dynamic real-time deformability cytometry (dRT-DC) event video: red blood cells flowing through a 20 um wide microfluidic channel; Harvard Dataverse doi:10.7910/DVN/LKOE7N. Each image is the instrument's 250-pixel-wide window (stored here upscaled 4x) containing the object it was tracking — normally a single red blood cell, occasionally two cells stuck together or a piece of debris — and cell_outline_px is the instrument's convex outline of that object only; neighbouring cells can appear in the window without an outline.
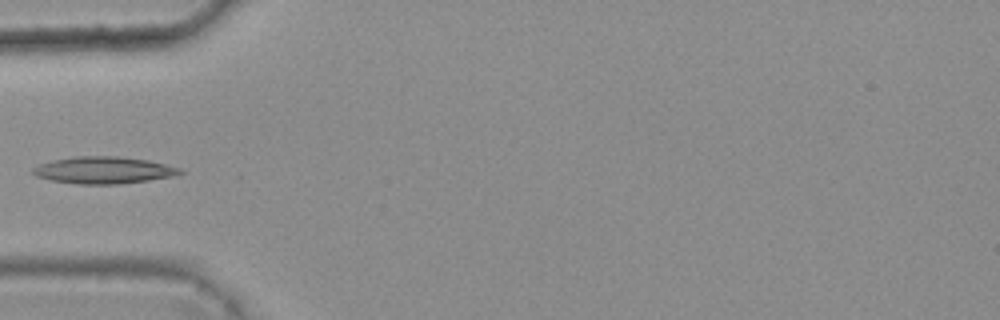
{"species": "common noctule bat (a hibernating species)", "species_latin": "Nyctalus noctula", "temperature_condition": "warm", "stored_images_in_passage": 4, "camera_frame_rate_fps": 3000, "um_per_image_px": 0.085, "animal": {"sex": "female", "body_mass_g": 25.1}, "frame": {"image": 1, "passage_image": 4, "time_ms": 1.0, "image_size_px": [1000, 320], "cell_outline_px": [[184, 172], [176, 176], [120, 184], [76, 184], [52, 180], [36, 176], [32, 172], [32, 168], [40, 164], [52, 160], [76, 156], [116, 156], [148, 160], [180, 168]], "centroid_in_image_um": [8.81, 14.46], "position_along_channel_um": 76.2, "area_um2": 23.06}}